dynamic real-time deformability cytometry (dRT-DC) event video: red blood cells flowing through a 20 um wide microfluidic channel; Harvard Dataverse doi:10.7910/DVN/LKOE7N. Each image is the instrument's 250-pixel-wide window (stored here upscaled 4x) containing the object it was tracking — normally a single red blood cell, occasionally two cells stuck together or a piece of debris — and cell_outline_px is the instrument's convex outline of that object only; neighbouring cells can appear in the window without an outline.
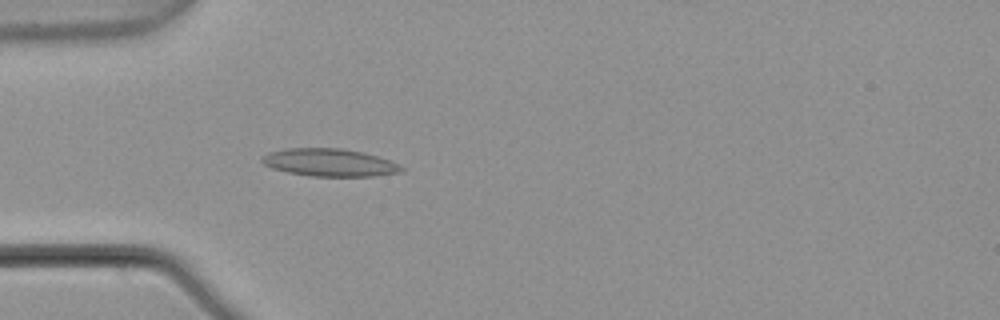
{"species": "common noctule bat (a hibernating species)", "species_latin": "Nyctalus noctula", "temperature_condition": "warm", "stored_images_in_passage": 4, "camera_frame_rate_fps": 3000, "um_per_image_px": 0.085, "animal": {"sex": "male", "body_mass_g": 21.5, "forearm_length_mm": 52.0}, "frame": {"image": 1, "passage_image": 4, "time_ms": 1.0, "image_size_px": [1000, 320], "cell_outline_px": [[404, 168], [400, 172], [372, 176], [308, 176], [288, 172], [272, 168], [264, 164], [260, 160], [268, 152], [284, 148], [340, 148], [364, 152], [388, 160]], "centroid_in_image_um": [27.96, 13.81], "position_along_channel_um": 57.0, "area_um2": 22.31}}